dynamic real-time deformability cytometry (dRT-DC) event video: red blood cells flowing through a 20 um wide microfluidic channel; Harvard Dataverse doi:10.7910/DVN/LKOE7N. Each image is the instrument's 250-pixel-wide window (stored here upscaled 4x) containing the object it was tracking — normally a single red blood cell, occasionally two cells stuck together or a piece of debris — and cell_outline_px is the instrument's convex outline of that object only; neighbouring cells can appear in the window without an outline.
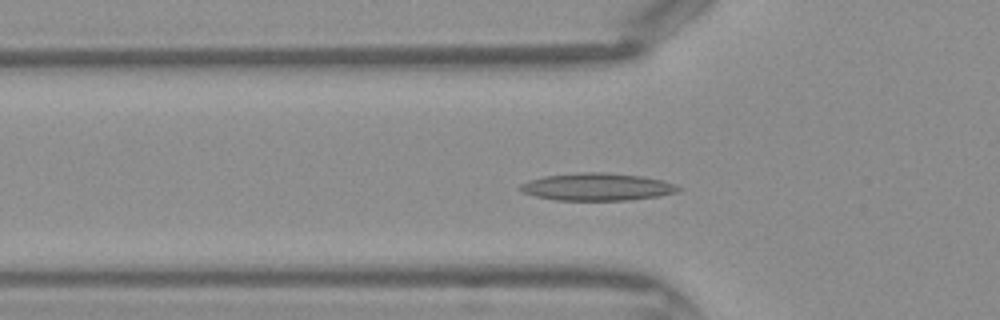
{"species": "Egyptian fruit bat (a non-hibernating species)", "species_latin": "Rousettus aegyptiacus", "temperature_condition": "warm", "stored_images_in_passage": 42, "camera_frame_rate_fps": 3000, "um_per_image_px": 0.085, "frame": {"image": 1, "passage_image": 13, "time_ms": 4.0, "image_size_px": [1000, 320], "cell_outline_px": [[684, 188], [676, 192], [660, 196], [628, 200], [556, 200], [536, 196], [524, 192], [520, 188], [520, 184], [528, 180], [544, 176], [580, 172], [604, 172], [640, 176], [660, 180]], "centroid_in_image_um": [50.75, 15.88], "position_along_channel_um": 75.1, "area_um2": 25.09}}
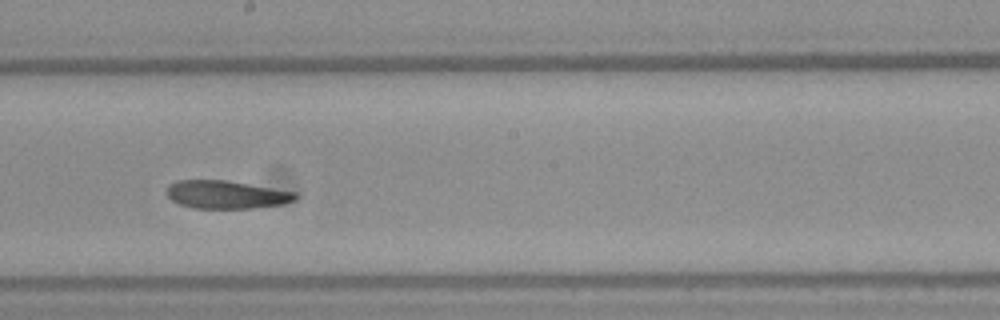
{"frame": {"image": 2, "passage_image": 23, "time_ms": 7.333, "image_size_px": [1000, 320], "cell_outline_px": [[296, 200], [284, 204], [252, 208], [192, 208], [180, 204], [172, 200], [168, 196], [168, 184], [176, 180], [224, 180], [296, 192]], "centroid_in_image_um": [19.22, 16.54], "position_along_channel_um": 229.0, "area_um2": 20.87}}
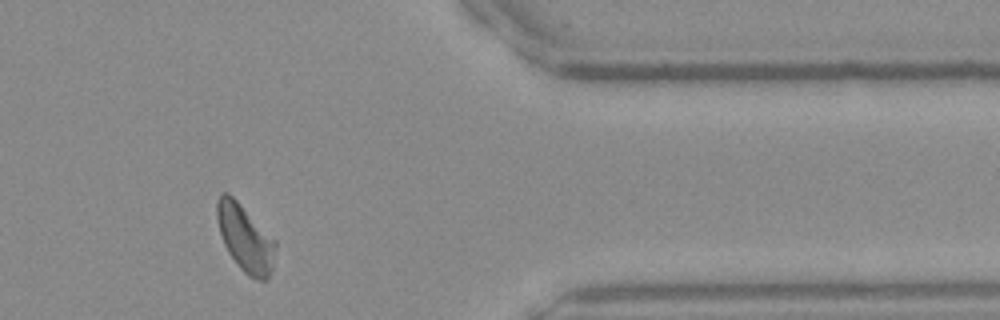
{"frame": {"image": 3, "passage_image": 35, "time_ms": 11.333, "image_size_px": [1000, 320], "cell_outline_px": [[276, 248], [272, 272], [268, 280], [260, 280], [248, 276], [236, 264], [228, 252], [224, 244], [216, 220], [216, 204], [220, 192], [228, 192], [276, 240]], "centroid_in_image_um": [20.85, 20.26], "position_along_channel_um": 390.6, "area_um2": 22.95}}